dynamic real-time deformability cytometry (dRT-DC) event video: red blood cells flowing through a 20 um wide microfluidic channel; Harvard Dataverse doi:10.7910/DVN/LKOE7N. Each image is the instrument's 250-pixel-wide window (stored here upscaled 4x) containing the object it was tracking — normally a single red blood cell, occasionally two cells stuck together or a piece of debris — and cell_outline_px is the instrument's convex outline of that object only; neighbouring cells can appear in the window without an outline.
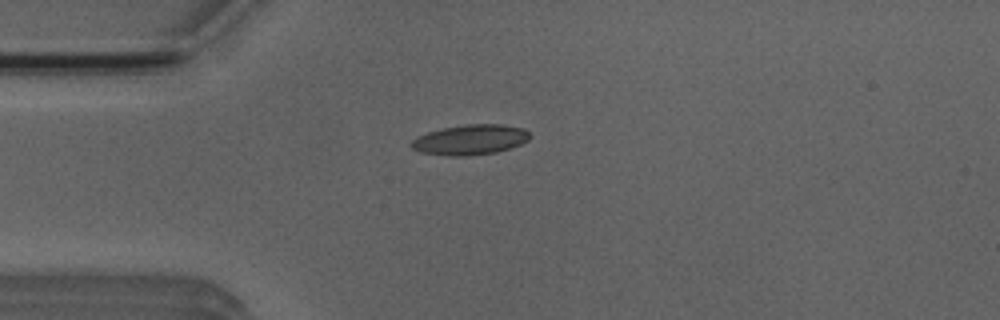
{"species": "Egyptian fruit bat (a non-hibernating species)", "species_latin": "Rousettus aegyptiacus", "temperature_condition": "room temperature", "stored_images_in_passage": 2, "camera_frame_rate_fps": 3000, "um_per_image_px": 0.085, "animal": {"sex": "male"}, "frame": {"image": 1, "passage_image": 2, "time_ms": 1.333, "image_size_px": [1000, 320], "cell_outline_px": [[532, 136], [528, 140], [520, 144], [496, 152], [464, 156], [448, 156], [420, 152], [412, 148], [408, 144], [416, 136], [428, 132], [444, 128], [464, 124], [504, 124], [524, 128]], "centroid_in_image_um": [39.95, 11.87], "position_along_channel_um": 45.1, "area_um2": 20.92}}